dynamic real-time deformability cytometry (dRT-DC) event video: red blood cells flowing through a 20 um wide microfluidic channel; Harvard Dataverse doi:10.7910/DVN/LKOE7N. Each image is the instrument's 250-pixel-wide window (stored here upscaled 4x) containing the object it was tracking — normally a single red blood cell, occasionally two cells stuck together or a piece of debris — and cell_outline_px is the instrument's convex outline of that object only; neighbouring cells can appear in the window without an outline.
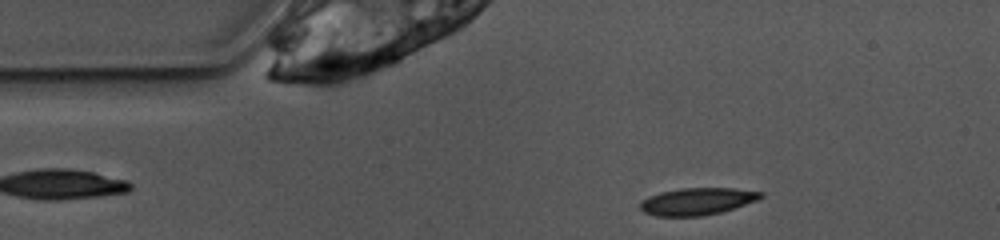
{"species": "common noctule bat (a hibernating species)", "species_latin": "Nyctalus noctula", "temperature_condition": "warm", "stored_images_in_passage": 2, "camera_frame_rate_fps": 3000, "um_per_image_px": 0.085, "animal": {"sex": "female", "body_mass_g": 10.0, "forearm_length_mm": 53.1}, "frame": {"image": 1, "passage_image": 2, "time_ms": 0.333, "image_size_px": [1000, 240], "cell_outline_px": [[764, 196], [756, 200], [720, 212], [704, 216], [656, 216], [644, 212], [640, 208], [640, 204], [648, 196], [660, 192], [680, 188], [736, 188], [764, 192]], "centroid_in_image_um": [59.26, 17.11], "position_along_channel_um": 25.7, "area_um2": 18.96}}